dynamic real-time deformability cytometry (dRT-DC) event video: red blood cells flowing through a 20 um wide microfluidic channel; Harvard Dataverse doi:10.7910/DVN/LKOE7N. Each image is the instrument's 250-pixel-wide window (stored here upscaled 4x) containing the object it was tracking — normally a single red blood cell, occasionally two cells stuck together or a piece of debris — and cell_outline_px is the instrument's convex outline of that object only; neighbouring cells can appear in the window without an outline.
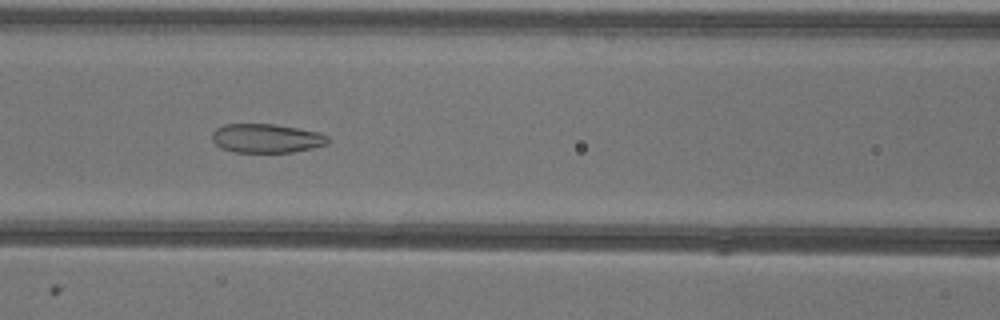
{"species": "common noctule bat (a hibernating species)", "species_latin": "Nyctalus noctula", "temperature_condition": "warm", "stored_images_in_passage": 47, "camera_frame_rate_fps": 3000, "um_per_image_px": 0.085, "animal": {"sex": "female"}, "frame": {"image": 1, "passage_image": 22, "time_ms": 7.0, "image_size_px": [1000, 320], "cell_outline_px": [[328, 144], [312, 148], [292, 152], [232, 152], [220, 148], [212, 140], [212, 132], [216, 128], [224, 124], [276, 124], [320, 132], [328, 136]], "centroid_in_image_um": [22.64, 11.75], "position_along_channel_um": 144.0, "area_um2": 19.71}}
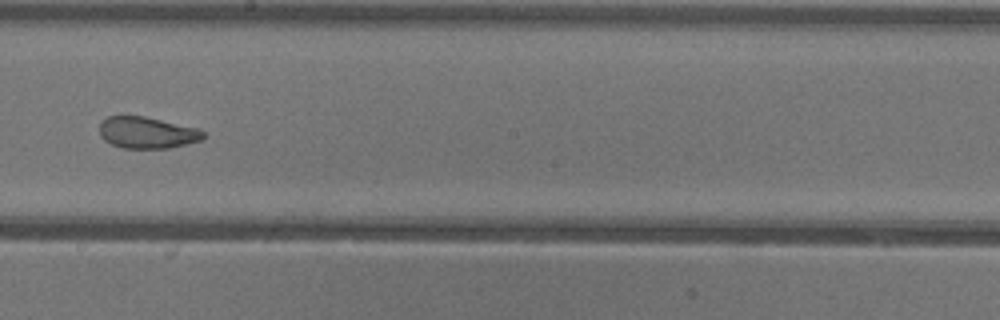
{"frame": {"image": 2, "passage_image": 29, "time_ms": 9.333, "image_size_px": [1000, 320], "cell_outline_px": [[204, 136], [200, 140], [168, 148], [120, 148], [104, 140], [100, 136], [100, 120], [108, 116], [144, 116], [200, 128], [204, 132]], "centroid_in_image_um": [12.47, 11.26], "position_along_channel_um": 235.7, "area_um2": 19.13}}
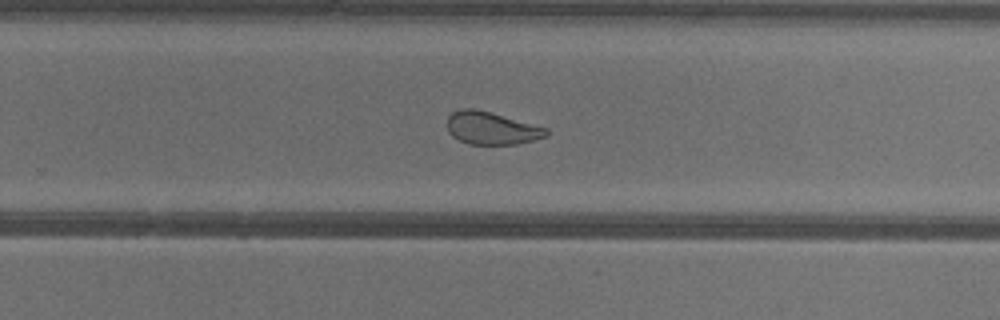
{"frame": {"image": 3, "passage_image": 33, "time_ms": 10.667, "image_size_px": [1000, 320], "cell_outline_px": [[548, 136], [516, 144], [468, 144], [452, 136], [448, 132], [448, 116], [452, 112], [464, 108], [476, 108], [548, 128]], "centroid_in_image_um": [41.77, 10.89], "position_along_channel_um": 288.0, "area_um2": 18.79}, "authors_computed_cell_mechanics": {"area_um2": 25.3164, "velocity_mm_per_s": 3.9399, "shape_relaxation_time_tau1_ms": null, "shape_relaxation_time_tau2_ms": 1.1051, "deformation_change_tau1": null, "deformation_change_tau2": 0.0704}}